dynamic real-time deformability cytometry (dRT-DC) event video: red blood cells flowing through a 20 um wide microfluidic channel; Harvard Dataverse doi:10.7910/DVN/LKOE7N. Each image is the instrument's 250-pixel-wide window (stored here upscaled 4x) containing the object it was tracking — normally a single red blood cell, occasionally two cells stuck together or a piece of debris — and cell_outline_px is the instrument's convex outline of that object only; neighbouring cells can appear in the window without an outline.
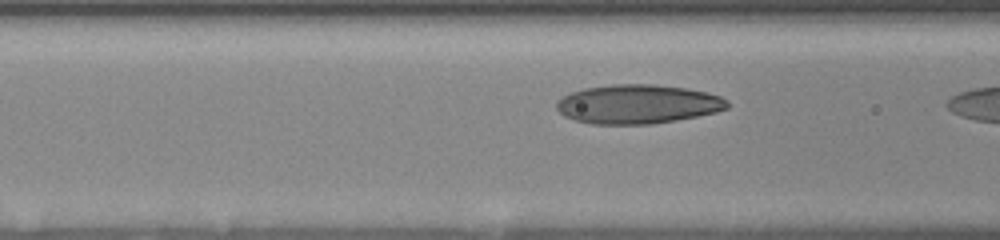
{"species": "human", "species_latin": "Homo sapiens", "temperature_condition": "room temperature", "stored_images_in_passage": 10, "camera_frame_rate_fps": 3000, "um_per_image_px": 0.085, "donor": {"sex": "female"}, "frame": {"image": 1, "passage_image": 9, "time_ms": 3.667, "image_size_px": [1000, 240], "cell_outline_px": [[728, 108], [716, 112], [676, 120], [652, 124], [592, 124], [576, 120], [564, 116], [556, 108], [556, 100], [572, 92], [584, 88], [612, 84], [652, 84], [684, 88], [708, 92], [720, 96], [728, 100]], "centroid_in_image_um": [54.2, 8.85], "position_along_channel_um": 112.4, "area_um2": 38.9}}